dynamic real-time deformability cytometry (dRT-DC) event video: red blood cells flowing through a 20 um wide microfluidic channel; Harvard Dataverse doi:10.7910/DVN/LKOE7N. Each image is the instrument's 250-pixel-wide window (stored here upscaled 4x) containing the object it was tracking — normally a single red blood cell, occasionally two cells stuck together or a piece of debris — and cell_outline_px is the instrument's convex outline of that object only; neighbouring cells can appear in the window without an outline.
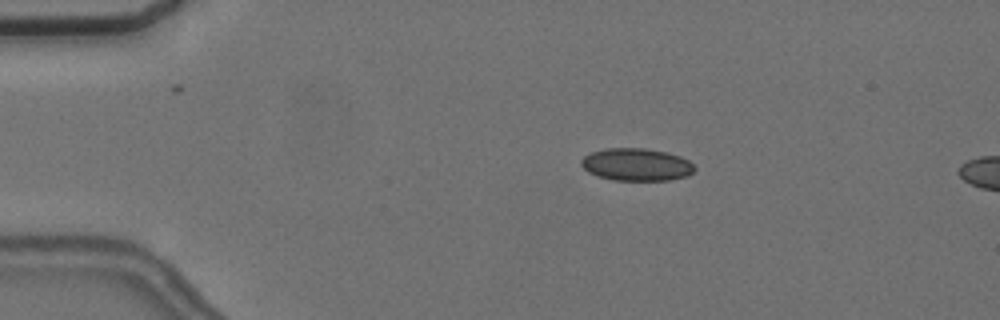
{"species": "common noctule bat (a hibernating species)", "species_latin": "Nyctalus noctula", "temperature_condition": "cold", "stored_images_in_passage": 15, "camera_frame_rate_fps": 3000, "um_per_image_px": 0.085, "animal": {"sex": "female", "body_mass_g": 24.6, "forearm_length_mm": 56.2}, "frame": {"image": 1, "passage_image": 9, "time_ms": 2.667, "image_size_px": [1000, 320], "cell_outline_px": [[696, 168], [688, 176], [668, 180], [612, 180], [588, 172], [580, 164], [580, 160], [584, 156], [592, 152], [604, 148], [644, 148], [664, 152], [680, 156], [688, 160]], "centroid_in_image_um": [54.08, 13.98], "position_along_channel_um": 30.9, "area_um2": 21.39}}